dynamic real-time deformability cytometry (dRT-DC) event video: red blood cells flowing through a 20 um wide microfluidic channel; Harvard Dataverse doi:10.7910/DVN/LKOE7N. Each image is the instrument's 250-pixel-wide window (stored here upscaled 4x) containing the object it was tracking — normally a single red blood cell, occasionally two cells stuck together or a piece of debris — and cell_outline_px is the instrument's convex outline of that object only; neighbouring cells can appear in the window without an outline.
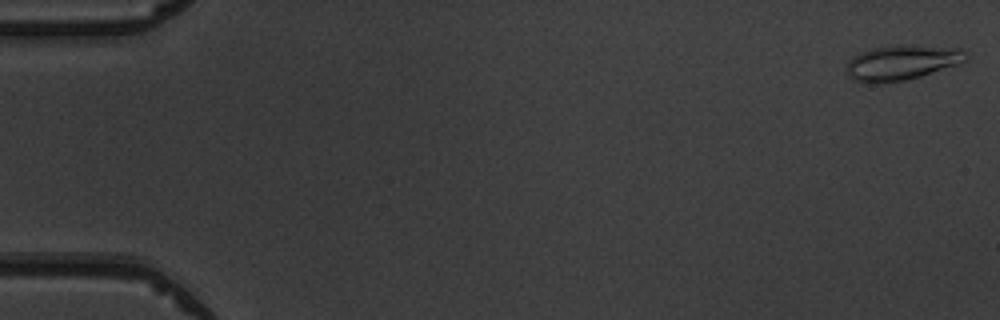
{"species": "common noctule bat (a hibernating species)", "species_latin": "Nyctalus noctula", "temperature_condition": "warm", "stored_images_in_passage": 5, "camera_frame_rate_fps": 3000, "um_per_image_px": 0.085, "animal": {"sex": "male", "body_mass_g": 19.5, "forearm_length_mm": 54.6}, "frame": {"image": 1, "passage_image": 1, "time_ms": 0.0, "image_size_px": [1000, 320], "cell_outline_px": [[968, 60], [920, 76], [904, 80], [852, 80], [848, 76], [848, 60], [852, 56], [860, 52], [872, 48], [896, 44], [900, 44], [960, 48], [964, 52]], "centroid_in_image_um": [76.67, 5.25], "position_along_channel_um": 8.3, "area_um2": 23.52}}
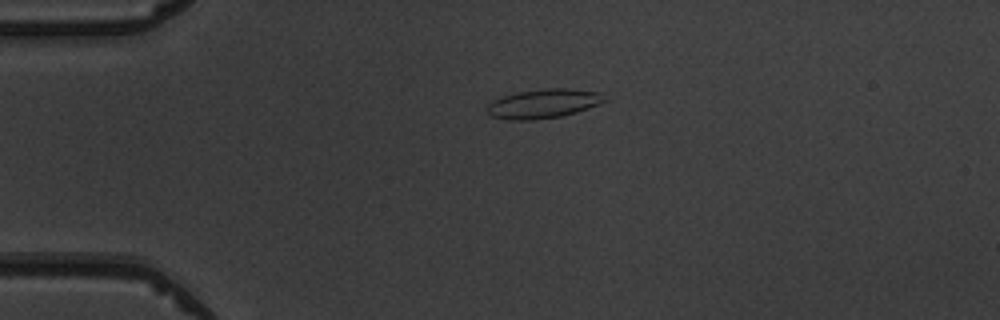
{"frame": {"image": 2, "passage_image": 4, "time_ms": 3.667, "image_size_px": [1000, 320], "cell_outline_px": [[608, 100], [600, 104], [576, 112], [560, 116], [532, 120], [508, 120], [492, 116], [488, 112], [488, 104], [492, 100], [516, 92], [544, 88], [568, 88], [600, 92]], "centroid_in_image_um": [46.21, 8.8], "position_along_channel_um": 38.8, "area_um2": 20.0}}